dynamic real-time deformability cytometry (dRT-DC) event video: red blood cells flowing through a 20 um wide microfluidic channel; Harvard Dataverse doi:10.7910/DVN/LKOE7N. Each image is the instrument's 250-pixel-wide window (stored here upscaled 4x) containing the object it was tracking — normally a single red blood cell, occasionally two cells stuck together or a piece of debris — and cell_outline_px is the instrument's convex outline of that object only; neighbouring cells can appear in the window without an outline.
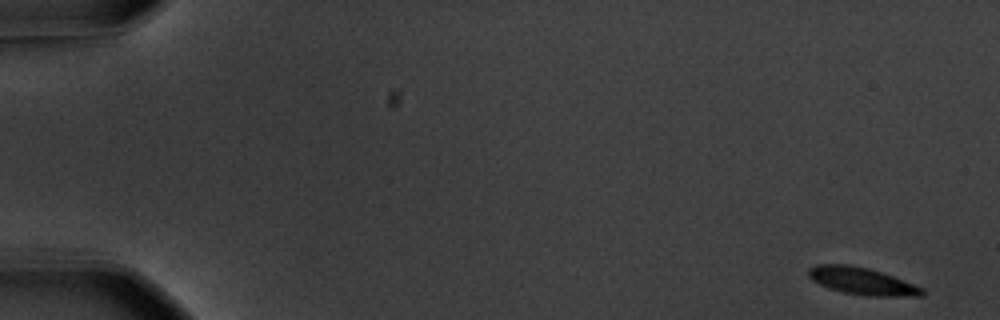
{"species": "common noctule bat (a hibernating species)", "species_latin": "Nyctalus noctula", "temperature_condition": "warm", "stored_images_in_passage": 56, "camera_frame_rate_fps": 3000, "um_per_image_px": 0.085, "animal": {"sex": "male", "body_mass_g": 20.1, "forearm_length_mm": 53.5}, "frame": {"image": 1, "passage_image": 1, "time_ms": 0.0, "image_size_px": [1000, 320], "cell_outline_px": [[924, 296], [872, 296], [844, 292], [828, 288], [812, 280], [808, 276], [808, 268], [816, 264], [848, 264], [868, 268], [892, 276], [924, 288]], "centroid_in_image_um": [73.25, 23.88], "position_along_channel_um": 11.8, "area_um2": 17.86}}
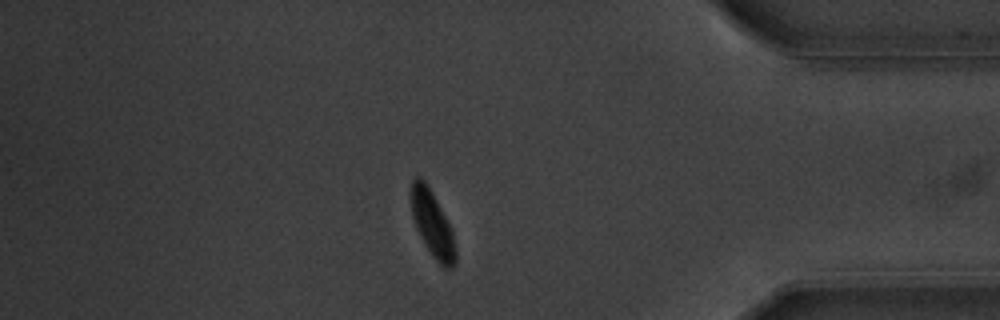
{"frame": {"image": 2, "passage_image": 48, "time_ms": 15.667, "image_size_px": [1000, 320], "cell_outline_px": [[456, 264], [452, 268], [444, 268], [432, 256], [424, 244], [416, 228], [412, 216], [408, 192], [412, 180], [416, 176], [420, 176], [424, 180], [432, 192], [452, 228], [456, 248]], "centroid_in_image_um": [36.73, 19.01], "position_along_channel_um": 398.5, "area_um2": 17.57}}
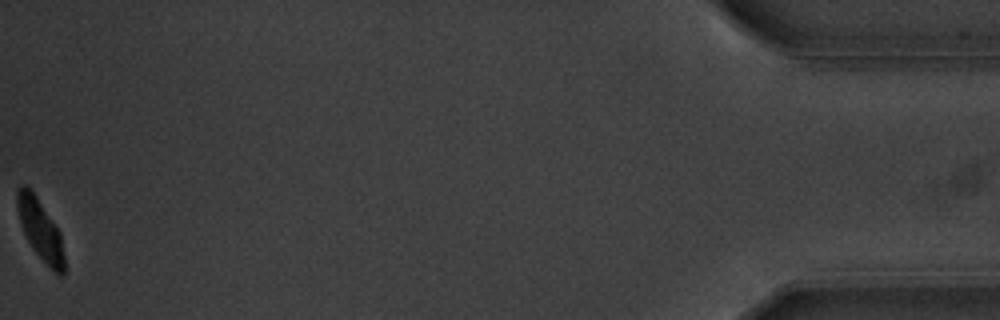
{"frame": {"image": 3, "passage_image": 56, "time_ms": 18.333, "image_size_px": [1000, 320], "cell_outline_px": [[64, 276], [60, 276], [32, 248], [24, 232], [16, 208], [16, 192], [24, 184], [36, 196], [60, 232], [64, 256]], "centroid_in_image_um": [3.42, 19.51], "position_along_channel_um": 431.8, "area_um2": 16.07}, "authors_computed_cell_mechanics": {"area_um2": 18.5538, "velocity_mm_per_s": 3.5955, "shape_relaxation_time_tau1_ms": 1.9962, "shape_relaxation_time_tau2_ms": 1.258, "deformation_change_tau1": 0.177, "deformation_change_tau2": 0.0631}}